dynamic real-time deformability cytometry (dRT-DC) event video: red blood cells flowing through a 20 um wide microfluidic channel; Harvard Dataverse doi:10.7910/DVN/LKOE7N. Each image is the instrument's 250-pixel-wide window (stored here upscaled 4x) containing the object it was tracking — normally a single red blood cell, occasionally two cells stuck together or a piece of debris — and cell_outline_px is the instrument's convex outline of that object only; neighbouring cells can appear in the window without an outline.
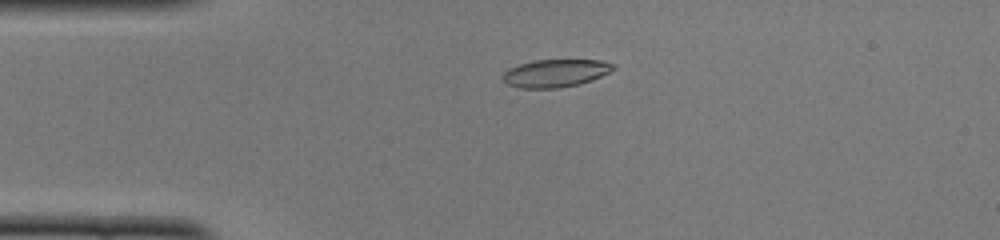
{"species": "common noctule bat (a hibernating species)", "species_latin": "Nyctalus noctula", "temperature_condition": "cold", "stored_images_in_passage": 50, "camera_frame_rate_fps": 3000, "um_per_image_px": 0.085, "animal": {"sex": "female", "body_mass_g": 22.0, "forearm_length_mm": 56.7}, "frame": {"image": 1, "passage_image": 11, "time_ms": 3.333, "image_size_px": [1000, 240], "cell_outline_px": [[616, 68], [592, 80], [580, 84], [556, 88], [520, 88], [508, 84], [500, 76], [508, 68], [520, 64], [536, 60], [600, 60], [616, 64]], "centroid_in_image_um": [47.21, 6.21], "position_along_channel_um": 37.8, "area_um2": 17.86}}
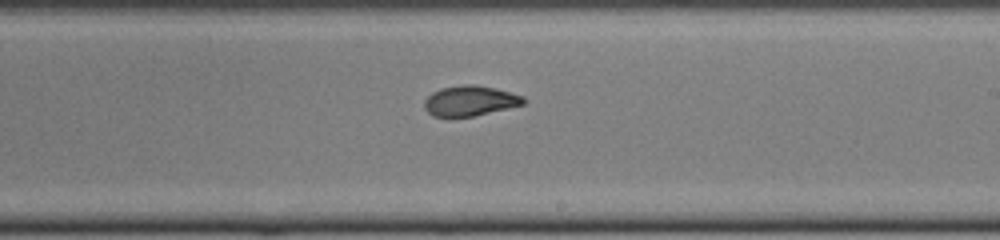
{"frame": {"image": 2, "passage_image": 29, "time_ms": 9.333, "image_size_px": [1000, 240], "cell_outline_px": [[528, 100], [524, 104], [472, 116], [448, 120], [432, 116], [424, 108], [424, 100], [432, 92], [440, 88], [464, 84], [476, 84], [496, 88], [524, 96]], "centroid_in_image_um": [39.9, 8.59], "position_along_channel_um": 249.1, "area_um2": 18.03}}
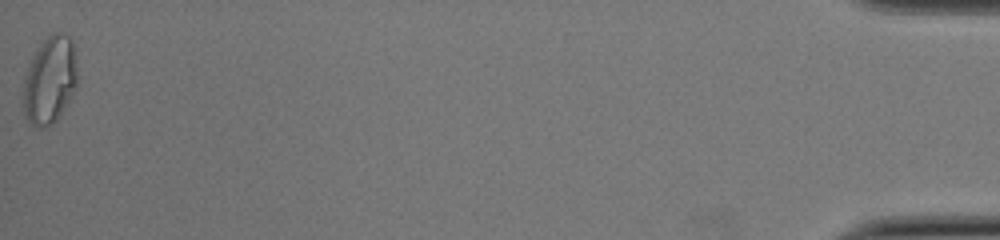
{"frame": {"image": 3, "passage_image": 50, "time_ms": 16.333, "image_size_px": [1000, 240], "cell_outline_px": [[76, 84], [64, 108], [56, 120], [48, 128], [36, 128], [28, 120], [24, 112], [20, 92], [24, 76], [32, 56], [36, 48], [52, 32], [60, 32], [68, 36], [72, 40], [76, 52]], "centroid_in_image_um": [4.18, 6.81], "position_along_channel_um": 431.0, "area_um2": 28.03}, "authors_computed_cell_mechanics": {"area_um2": 18.3515, "velocity_mm_per_s": 3.9955, "shape_relaxation_time_tau1_ms": 7.2861, "shape_relaxation_time_tau2_ms": 1.5417, "deformation_change_tau1": 0.2539, "deformation_change_tau2": 0.0733}}